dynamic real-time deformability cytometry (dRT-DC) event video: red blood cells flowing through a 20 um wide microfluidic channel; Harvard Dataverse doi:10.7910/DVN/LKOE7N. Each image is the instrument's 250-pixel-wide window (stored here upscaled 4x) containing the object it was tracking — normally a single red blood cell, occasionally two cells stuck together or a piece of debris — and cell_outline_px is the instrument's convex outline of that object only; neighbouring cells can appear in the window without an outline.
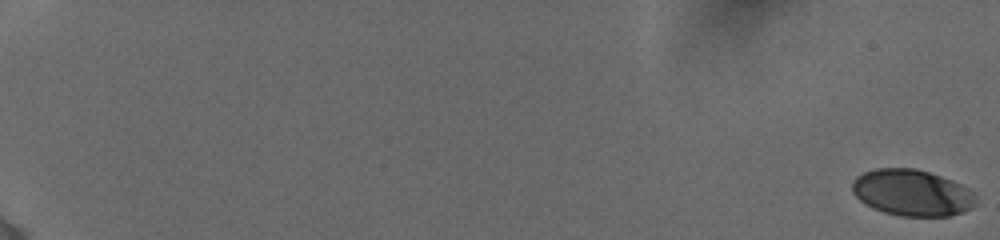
{"species": "human", "species_latin": "Homo sapiens", "temperature_condition": "cold", "stored_images_in_passage": 26, "camera_frame_rate_fps": 3000, "um_per_image_px": 0.085, "donor": {"sex": "female"}, "frame": {"image": 1, "passage_image": 1, "time_ms": 0.0, "image_size_px": [1000, 240], "cell_outline_px": [[976, 204], [972, 208], [964, 212], [952, 216], [900, 216], [884, 212], [872, 208], [864, 204], [852, 192], [852, 180], [856, 176], [864, 172], [876, 168], [916, 168], [952, 180], [976, 192]], "centroid_in_image_um": [77.54, 16.39], "position_along_channel_um": 7.5, "area_um2": 33.81}}
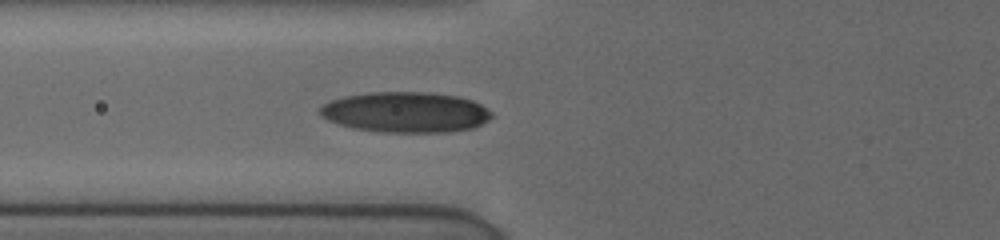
{"frame": {"image": 2, "passage_image": 22, "time_ms": 8.333, "image_size_px": [1000, 240], "cell_outline_px": [[492, 116], [488, 120], [472, 128], [448, 132], [388, 132], [356, 128], [340, 124], [328, 120], [320, 116], [320, 108], [324, 104], [332, 100], [344, 96], [368, 92], [428, 92], [456, 96], [472, 100], [488, 108], [492, 112]], "centroid_in_image_um": [34.5, 9.53], "position_along_channel_um": 91.3, "area_um2": 40.34}}
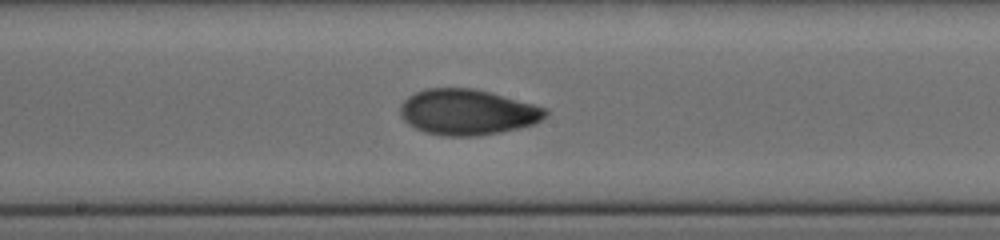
{"frame": {"image": 3, "passage_image": 26, "time_ms": 11.333, "image_size_px": [1000, 240], "cell_outline_px": [[548, 116], [532, 124], [520, 128], [480, 136], [440, 136], [424, 132], [408, 124], [400, 116], [400, 104], [408, 96], [424, 88], [472, 88], [488, 92], [548, 108]], "centroid_in_image_um": [39.71, 9.54], "position_along_channel_um": 208.5, "area_um2": 38.78}}